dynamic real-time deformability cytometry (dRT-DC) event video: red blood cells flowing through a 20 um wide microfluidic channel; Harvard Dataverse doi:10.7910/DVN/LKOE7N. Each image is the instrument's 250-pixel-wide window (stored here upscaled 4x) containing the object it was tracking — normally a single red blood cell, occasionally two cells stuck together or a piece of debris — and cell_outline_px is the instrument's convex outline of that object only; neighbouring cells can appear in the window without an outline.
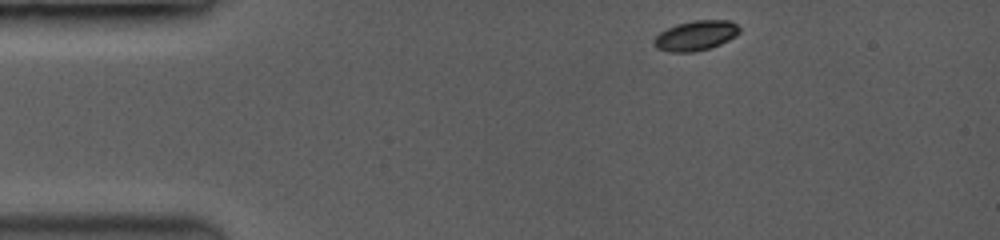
{"species": "common noctule bat (a hibernating species)", "species_latin": "Nyctalus noctula", "temperature_condition": "room temperature", "stored_images_in_passage": 92, "camera_frame_rate_fps": 3500, "um_per_image_px": 0.085, "animal": {"sex": "female", "body_mass_g": 19.0, "forearm_length_mm": 53.3}, "frame": {"image": 1, "passage_image": 1, "time_ms": 0.0, "image_size_px": [1000, 240], "cell_outline_px": [[740, 32], [728, 40], [720, 44], [708, 48], [692, 52], [672, 52], [656, 48], [656, 36], [660, 32], [668, 28], [680, 24], [696, 20], [728, 20], [736, 24], [740, 28]], "centroid_in_image_um": [59.17, 3.02], "position_along_channel_um": 25.8, "area_um2": 14.45}}
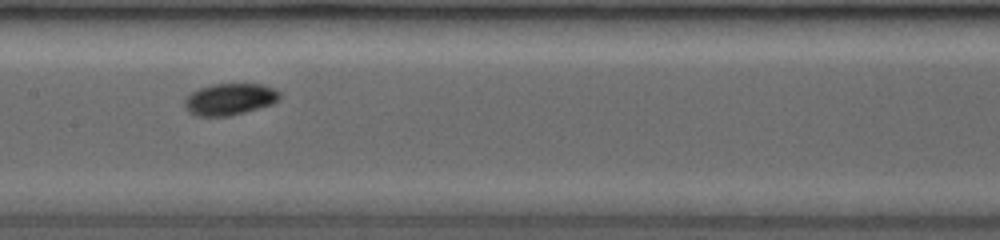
{"frame": {"image": 2, "passage_image": 43, "time_ms": 5.714, "image_size_px": [1000, 240], "cell_outline_px": [[280, 96], [272, 104], [228, 116], [196, 116], [184, 104], [188, 96], [192, 92], [200, 88], [216, 84], [260, 84], [272, 88], [280, 92]], "centroid_in_image_um": [19.54, 8.43], "position_along_channel_um": 187.9, "area_um2": 16.99}}
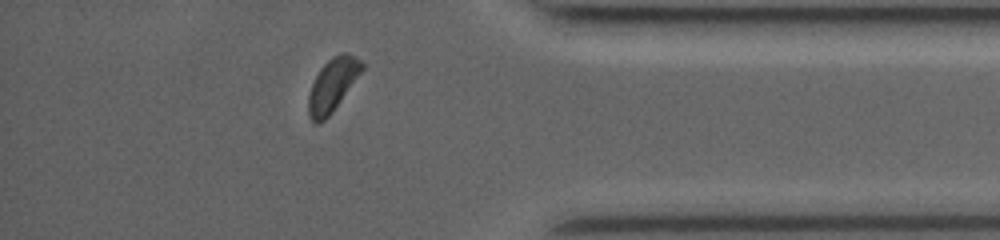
{"frame": {"image": 3, "passage_image": 82, "time_ms": 11.429, "image_size_px": [1000, 240], "cell_outline_px": [[364, 68], [332, 112], [324, 120], [316, 124], [308, 116], [308, 96], [312, 84], [320, 68], [332, 56], [340, 52], [344, 52], [360, 60], [364, 64]], "centroid_in_image_um": [28.25, 7.21], "position_along_channel_um": 407.0, "area_um2": 16.24}, "authors_computed_cell_mechanics": {"area_um2": 16.3574, "velocity_mm_per_s": 4.0222, "shape_relaxation_time_tau1_ms": 1.4292, "shape_relaxation_time_tau2_ms": null, "deformation_change_tau1": 0.0638, "deformation_change_tau2": null}}